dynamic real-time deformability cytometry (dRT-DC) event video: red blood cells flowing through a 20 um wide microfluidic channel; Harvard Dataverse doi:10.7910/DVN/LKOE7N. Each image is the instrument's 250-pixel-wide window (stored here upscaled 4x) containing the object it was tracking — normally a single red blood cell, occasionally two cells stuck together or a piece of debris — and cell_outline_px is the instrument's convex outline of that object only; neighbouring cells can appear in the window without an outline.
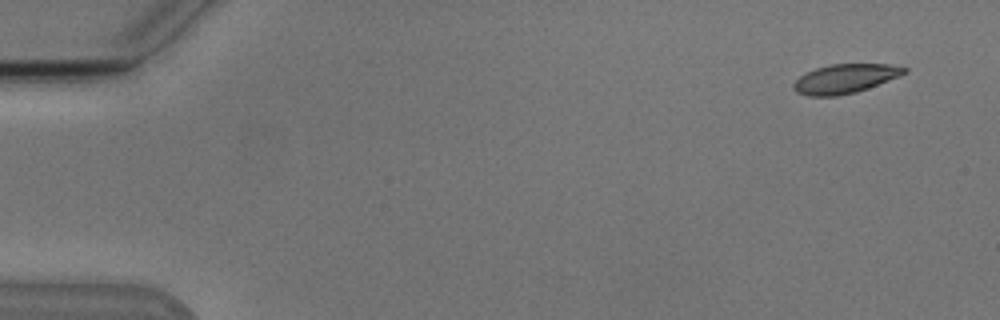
{"species": "Egyptian fruit bat (a non-hibernating species)", "species_latin": "Rousettus aegyptiacus", "temperature_condition": "cold", "stored_images_in_passage": 5, "camera_frame_rate_fps": 3000, "um_per_image_px": 0.085, "animal": {"sex": "male"}, "frame": {"image": 1, "passage_image": 1, "time_ms": 0.0, "image_size_px": [1000, 320], "cell_outline_px": [[908, 72], [900, 76], [868, 88], [856, 92], [836, 96], [808, 96], [796, 92], [792, 88], [792, 84], [800, 76], [816, 68], [832, 64], [888, 64], [908, 68]], "centroid_in_image_um": [71.83, 6.69], "position_along_channel_um": 13.2, "area_um2": 18.79}}
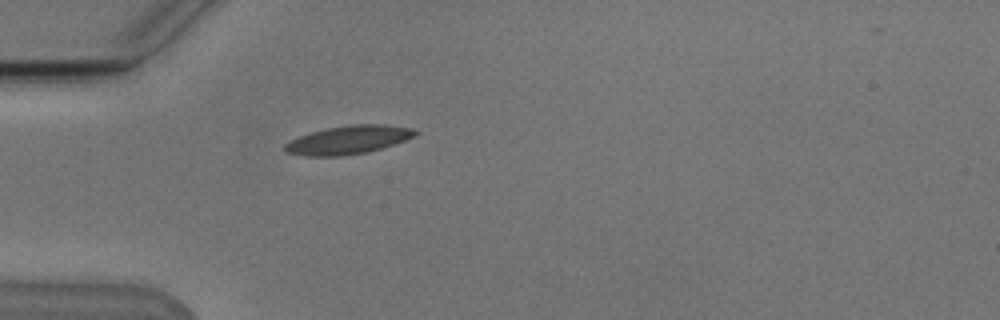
{"frame": {"image": 2, "passage_image": 5, "time_ms": 4.333, "image_size_px": [1000, 320], "cell_outline_px": [[420, 132], [416, 136], [368, 152], [340, 156], [304, 156], [288, 152], [284, 148], [284, 144], [300, 136], [312, 132], [328, 128], [352, 124], [384, 124], [412, 128]], "centroid_in_image_um": [29.64, 11.88], "position_along_channel_um": 55.4, "area_um2": 21.33}}